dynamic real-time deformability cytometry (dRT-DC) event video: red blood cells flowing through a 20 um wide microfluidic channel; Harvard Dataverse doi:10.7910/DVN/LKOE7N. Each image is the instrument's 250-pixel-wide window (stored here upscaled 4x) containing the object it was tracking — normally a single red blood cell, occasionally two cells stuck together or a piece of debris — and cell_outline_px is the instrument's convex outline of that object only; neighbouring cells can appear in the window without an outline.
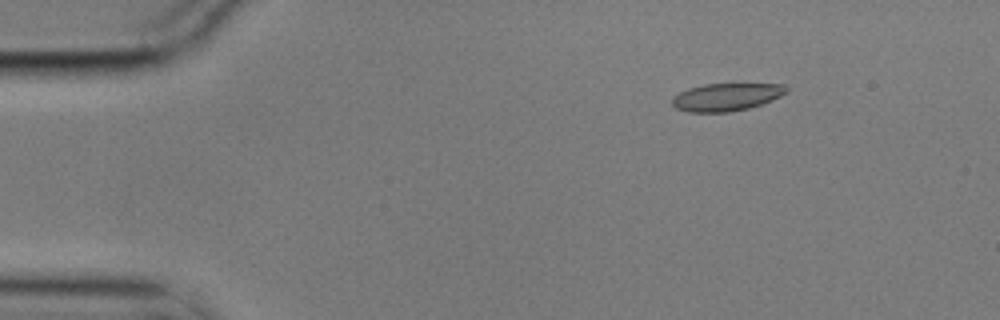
{"species": "common noctule bat (a hibernating species)", "species_latin": "Nyctalus noctula", "temperature_condition": "cold", "stored_images_in_passage": 8, "camera_frame_rate_fps": 3000, "um_per_image_px": 0.085, "animal": {"sex": "male", "body_mass_g": 17.9}, "frame": {"image": 1, "passage_image": 2, "time_ms": 0.333, "image_size_px": [1000, 320], "cell_outline_px": [[788, 92], [764, 104], [748, 108], [728, 112], [688, 112], [676, 108], [672, 104], [672, 96], [688, 88], [704, 84], [784, 84], [788, 88]], "centroid_in_image_um": [61.74, 8.24], "position_along_channel_um": 23.3, "area_um2": 18.5}}
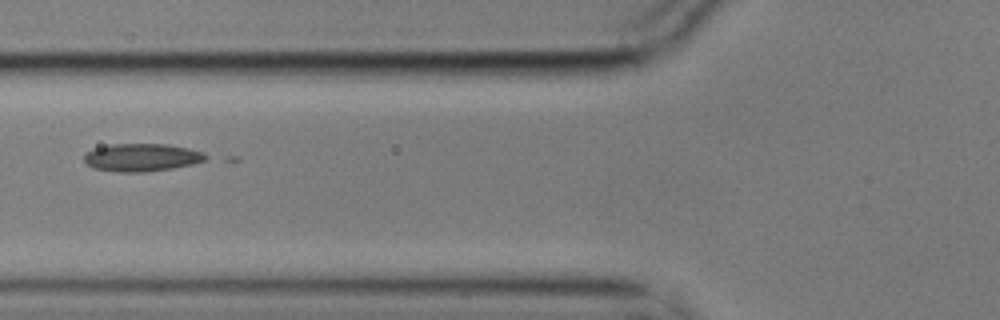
{"frame": {"image": 2, "passage_image": 6, "time_ms": 1.667, "image_size_px": [1000, 320], "cell_outline_px": [[212, 156], [208, 160], [192, 164], [172, 168], [144, 172], [120, 172], [92, 168], [84, 160], [84, 156], [88, 152], [96, 148], [112, 144], [168, 144], [188, 148], [204, 152]], "centroid_in_image_um": [12.13, 13.38], "position_along_channel_um": 113.7, "area_um2": 19.77}}
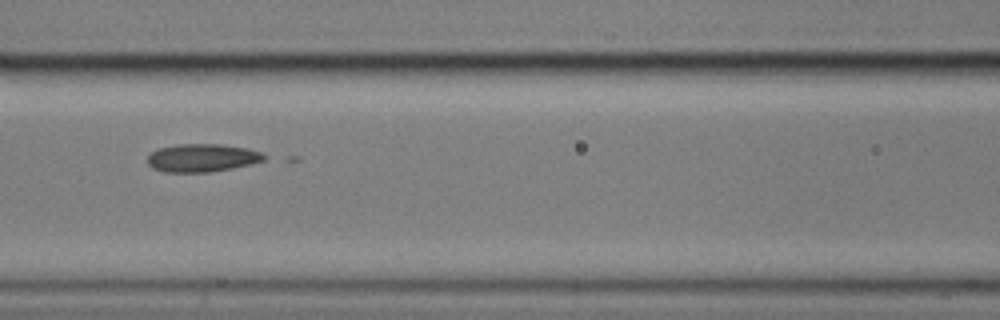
{"frame": {"image": 3, "passage_image": 7, "time_ms": 2.0, "image_size_px": [1000, 320], "cell_outline_px": [[268, 156], [264, 160], [232, 168], [212, 172], [164, 172], [152, 168], [148, 164], [148, 156], [152, 152], [160, 148], [180, 144], [220, 144], [248, 148], [260, 152]], "centroid_in_image_um": [17.18, 13.42], "position_along_channel_um": 149.4, "area_um2": 18.96}}